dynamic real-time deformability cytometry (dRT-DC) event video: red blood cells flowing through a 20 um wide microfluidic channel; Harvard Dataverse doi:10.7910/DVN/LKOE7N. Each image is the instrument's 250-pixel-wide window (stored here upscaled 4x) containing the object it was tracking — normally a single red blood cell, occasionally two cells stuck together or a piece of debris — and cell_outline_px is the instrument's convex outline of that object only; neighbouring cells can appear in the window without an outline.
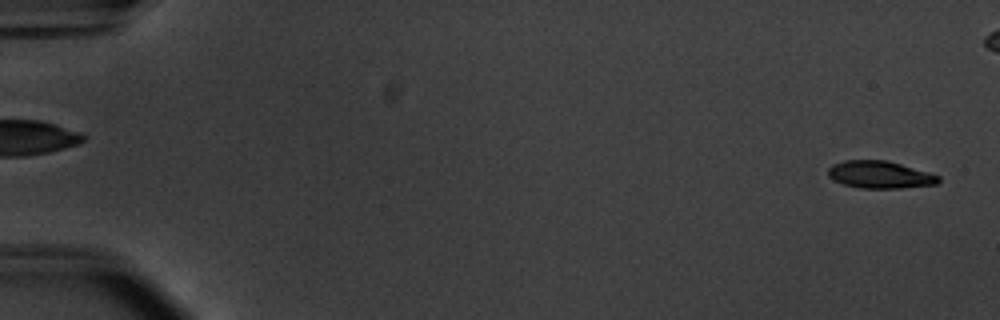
{"species": "common noctule bat (a hibernating species)", "species_latin": "Nyctalus noctula", "temperature_condition": "warm", "stored_images_in_passage": 49, "camera_frame_rate_fps": 3000, "um_per_image_px": 0.085, "animal": {"sex": "male", "body_mass_g": 20.1, "forearm_length_mm": 53.5}, "frame": {"image": 1, "passage_image": 1, "time_ms": 0.0, "image_size_px": [1000, 320], "cell_outline_px": [[940, 180], [936, 184], [900, 188], [860, 188], [844, 184], [832, 180], [828, 176], [828, 168], [832, 164], [844, 160], [888, 160], [928, 172], [940, 176]], "centroid_in_image_um": [74.76, 14.84], "position_along_channel_um": 10.2, "area_um2": 17.63}}
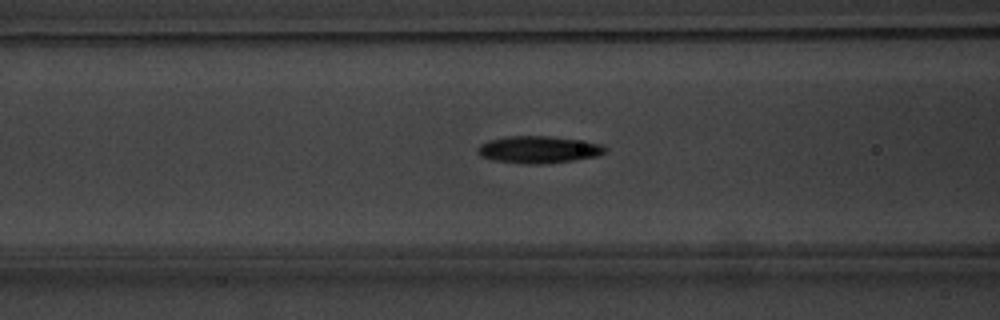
{"frame": {"image": 2, "passage_image": 22, "time_ms": 7.0, "image_size_px": [1000, 320], "cell_outline_px": [[608, 152], [596, 156], [572, 160], [544, 164], [524, 164], [496, 160], [480, 156], [476, 152], [476, 148], [480, 144], [492, 140], [508, 136], [548, 136], [604, 144], [608, 148]], "centroid_in_image_um": [45.8, 12.72], "position_along_channel_um": 120.8, "area_um2": 20.06}}
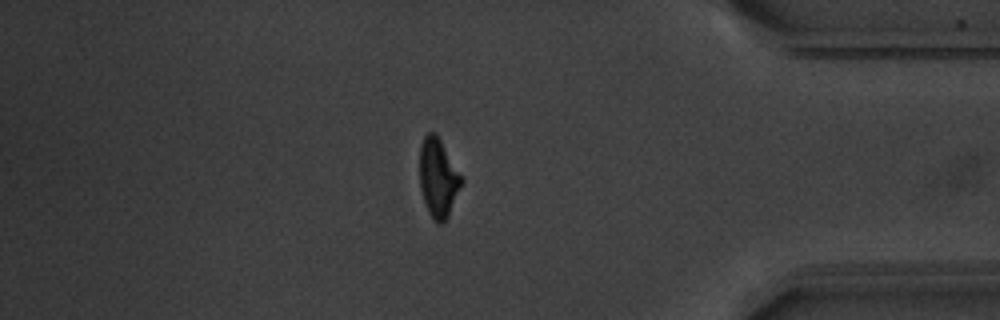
{"frame": {"image": 3, "passage_image": 46, "time_ms": 15.0, "image_size_px": [1000, 320], "cell_outline_px": [[464, 180], [448, 216], [440, 224], [432, 220], [428, 212], [420, 188], [420, 144], [424, 136], [428, 132], [436, 132], [464, 176]], "centroid_in_image_um": [37.27, 15.08], "position_along_channel_um": 397.9, "area_um2": 19.54}}